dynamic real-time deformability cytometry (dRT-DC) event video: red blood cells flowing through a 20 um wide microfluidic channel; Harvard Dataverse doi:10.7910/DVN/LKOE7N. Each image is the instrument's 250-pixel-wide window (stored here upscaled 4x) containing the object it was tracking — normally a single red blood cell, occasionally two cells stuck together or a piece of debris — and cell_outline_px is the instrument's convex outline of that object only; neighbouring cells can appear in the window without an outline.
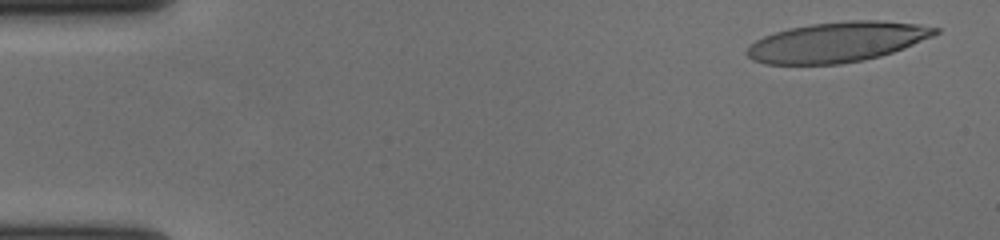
{"species": "human", "species_latin": "Homo sapiens", "temperature_condition": "cold", "stored_images_in_passage": 57, "camera_frame_rate_fps": 3000, "um_per_image_px": 0.085, "donor": {"sex": "female"}, "frame": {"image": 1, "passage_image": 3, "time_ms": 0.667, "image_size_px": [1000, 240], "cell_outline_px": [[940, 32], [932, 36], [904, 48], [880, 56], [864, 60], [840, 64], [764, 64], [752, 60], [744, 52], [748, 44], [764, 36], [788, 28], [808, 24], [848, 20], [880, 20], [920, 24], [940, 28]], "centroid_in_image_um": [71.13, 3.57], "position_along_channel_um": 13.9, "area_um2": 44.27}}
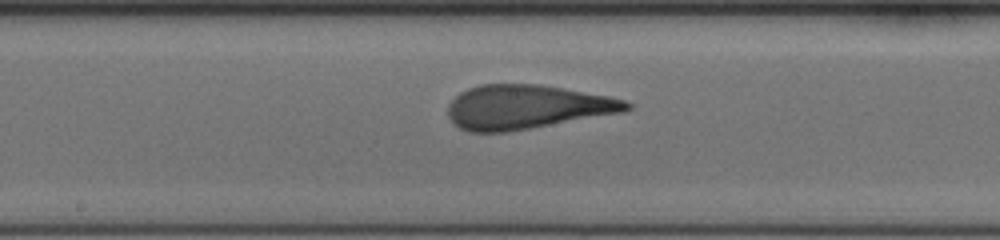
{"frame": {"image": 2, "passage_image": 30, "time_ms": 9.667, "image_size_px": [1000, 240], "cell_outline_px": [[632, 108], [624, 112], [508, 132], [468, 132], [460, 128], [448, 116], [448, 104], [460, 92], [468, 88], [480, 84], [540, 84], [608, 96], [624, 100], [632, 104]], "centroid_in_image_um": [44.76, 9.09], "position_along_channel_um": 203.4, "area_um2": 45.84}}
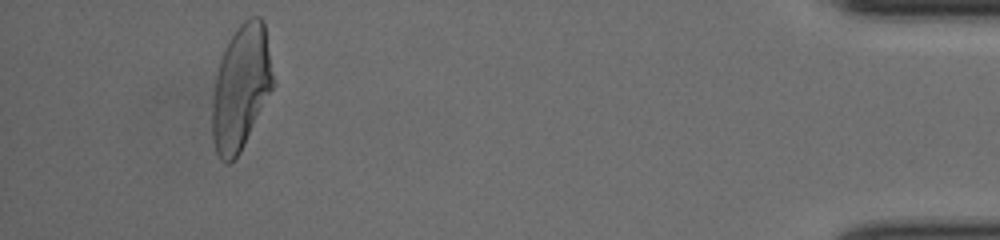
{"frame": {"image": 3, "passage_image": 53, "time_ms": 17.333, "image_size_px": [1000, 240], "cell_outline_px": [[276, 84], [240, 152], [228, 164], [224, 164], [220, 160], [216, 152], [212, 136], [212, 100], [216, 76], [220, 60], [224, 48], [228, 40], [236, 28], [244, 20], [252, 16], [260, 16], [264, 20]], "centroid_in_image_um": [20.51, 7.42], "position_along_channel_um": 414.7, "area_um2": 44.8}, "authors_computed_cell_mechanics": {"area_um2": 45.373, "velocity_mm_per_s": 3.6318, "shape_relaxation_time_tau1_ms": 7.1081, "shape_relaxation_time_tau2_ms": 1.138, "deformation_change_tau1": 0.2771, "deformation_change_tau2": 0.1099}}